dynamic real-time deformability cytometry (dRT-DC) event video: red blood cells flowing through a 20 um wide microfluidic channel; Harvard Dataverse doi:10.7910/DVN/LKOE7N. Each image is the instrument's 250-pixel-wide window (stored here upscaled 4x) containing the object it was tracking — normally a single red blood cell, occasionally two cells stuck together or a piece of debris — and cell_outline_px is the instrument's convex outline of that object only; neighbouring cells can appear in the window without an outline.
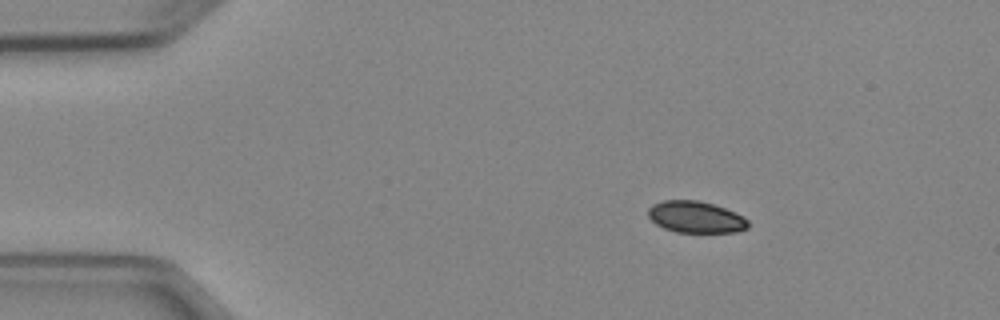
{"species": "Egyptian fruit bat (a non-hibernating species)", "species_latin": "Rousettus aegyptiacus", "temperature_condition": "cold", "stored_images_in_passage": 3, "camera_frame_rate_fps": 3000, "um_per_image_px": 0.085, "animal": {"sex": "female"}, "frame": {"image": 1, "passage_image": 1, "time_ms": 0.0, "image_size_px": [1000, 320], "cell_outline_px": [[748, 228], [736, 232], [676, 232], [664, 228], [656, 224], [648, 216], [648, 208], [652, 204], [664, 200], [700, 200], [736, 212], [744, 216], [748, 220]], "centroid_in_image_um": [59.14, 18.44], "position_along_channel_um": 25.9, "area_um2": 18.5}}